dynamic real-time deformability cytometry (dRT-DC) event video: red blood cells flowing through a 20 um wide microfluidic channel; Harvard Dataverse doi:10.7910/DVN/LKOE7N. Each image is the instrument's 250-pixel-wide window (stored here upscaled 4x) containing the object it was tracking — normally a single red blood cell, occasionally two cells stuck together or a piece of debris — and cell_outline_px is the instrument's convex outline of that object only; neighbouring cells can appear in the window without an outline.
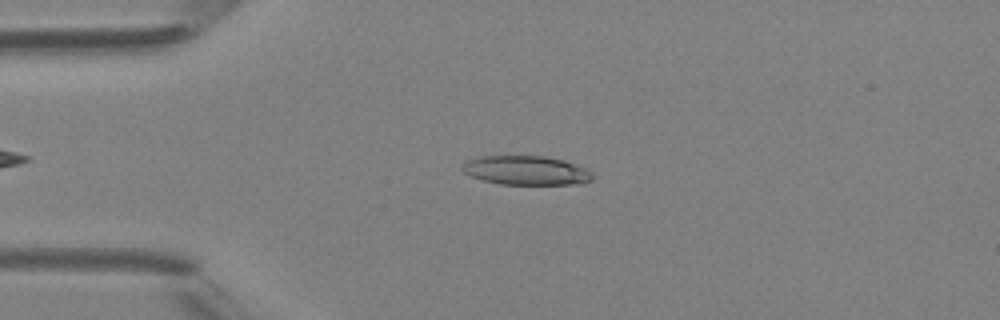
{"species": "Egyptian fruit bat (a non-hibernating species)", "species_latin": "Rousettus aegyptiacus", "temperature_condition": "room temperature", "stored_images_in_passage": 3, "camera_frame_rate_fps": 3000, "um_per_image_px": 0.085, "animal": {"sex": "female"}, "frame": {"image": 1, "passage_image": 2, "time_ms": 1.333, "image_size_px": [1000, 320], "cell_outline_px": [[592, 180], [584, 184], [500, 184], [484, 180], [472, 176], [464, 172], [460, 168], [468, 160], [480, 156], [548, 156], [564, 160], [584, 168], [592, 172]], "centroid_in_image_um": [44.75, 14.48], "position_along_channel_um": 40.3, "area_um2": 22.02}}